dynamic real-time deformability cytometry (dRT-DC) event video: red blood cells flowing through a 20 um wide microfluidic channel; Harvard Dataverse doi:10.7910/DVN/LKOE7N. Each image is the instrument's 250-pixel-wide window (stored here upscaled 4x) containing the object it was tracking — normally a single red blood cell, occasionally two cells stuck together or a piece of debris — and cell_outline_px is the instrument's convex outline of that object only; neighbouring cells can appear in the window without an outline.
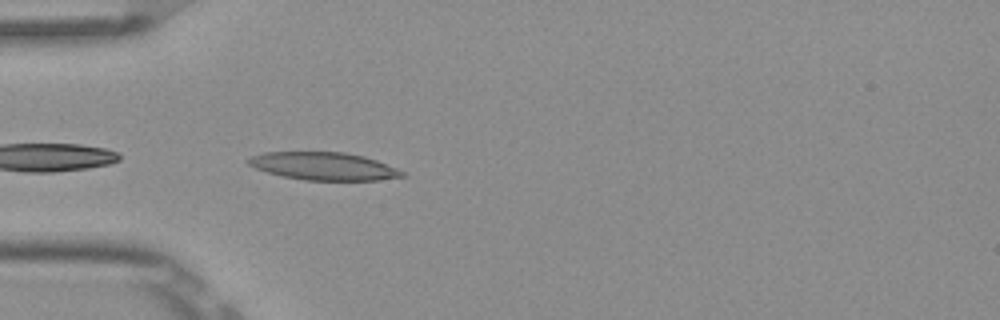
{"species": "Egyptian fruit bat (a non-hibernating species)", "species_latin": "Rousettus aegyptiacus", "temperature_condition": "room temperature", "stored_images_in_passage": 3, "camera_frame_rate_fps": 3000, "um_per_image_px": 0.085, "frame": {"image": 1, "passage_image": 3, "time_ms": 0.667, "image_size_px": [1000, 320], "cell_outline_px": [[408, 176], [380, 180], [304, 180], [284, 176], [268, 172], [256, 168], [248, 164], [244, 160], [252, 156], [264, 152], [344, 152], [364, 156], [376, 160], [396, 168], [404, 172]], "centroid_in_image_um": [27.53, 14.12], "position_along_channel_um": 57.5, "area_um2": 24.85}}